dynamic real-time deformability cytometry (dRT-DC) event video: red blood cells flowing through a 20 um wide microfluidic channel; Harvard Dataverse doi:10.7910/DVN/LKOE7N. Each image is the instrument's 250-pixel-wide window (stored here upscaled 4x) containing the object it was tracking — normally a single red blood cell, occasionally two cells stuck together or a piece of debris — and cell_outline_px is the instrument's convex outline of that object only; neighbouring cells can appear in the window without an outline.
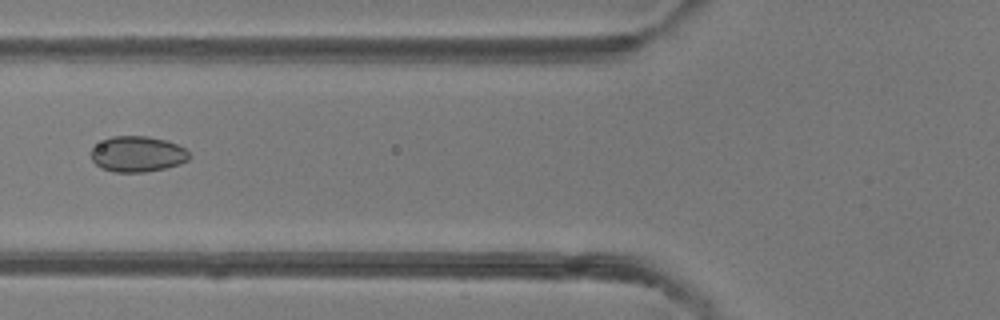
{"species": "common noctule bat (a hibernating species)", "species_latin": "Nyctalus noctula", "temperature_condition": "room temperature", "stored_images_in_passage": 6, "camera_frame_rate_fps": 3000, "um_per_image_px": 0.085, "animal": {"sex": "female"}, "frame": {"image": 1, "passage_image": 6, "time_ms": 5.667, "image_size_px": [1000, 320], "cell_outline_px": [[188, 160], [180, 164], [164, 168], [144, 172], [112, 172], [100, 168], [92, 160], [92, 148], [104, 140], [112, 136], [148, 136], [164, 140], [176, 144], [184, 148], [188, 152]], "centroid_in_image_um": [11.67, 13.1], "position_along_channel_um": 114.1, "area_um2": 20.23}}